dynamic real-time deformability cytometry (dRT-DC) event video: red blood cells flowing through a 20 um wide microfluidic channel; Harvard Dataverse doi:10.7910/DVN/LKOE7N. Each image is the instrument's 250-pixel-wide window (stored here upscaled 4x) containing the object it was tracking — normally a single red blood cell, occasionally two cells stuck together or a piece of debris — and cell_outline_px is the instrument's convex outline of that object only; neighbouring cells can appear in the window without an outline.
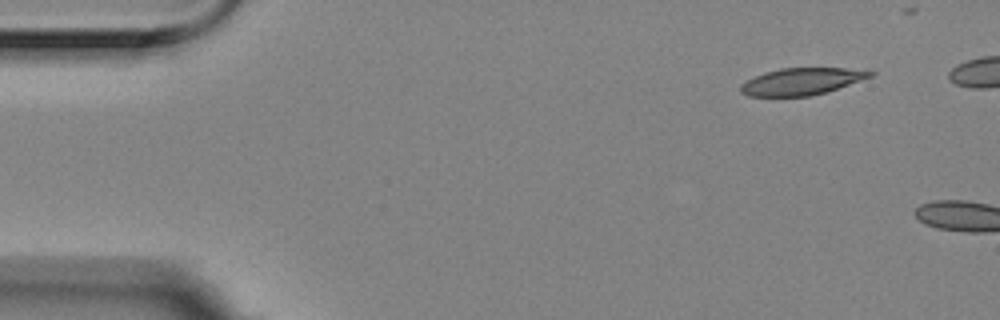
{"species": "Egyptian fruit bat (a non-hibernating species)", "species_latin": "Rousettus aegyptiacus", "temperature_condition": "room temperature", "stored_images_in_passage": 2, "camera_frame_rate_fps": 3000, "um_per_image_px": 0.085, "animal": {"sex": "female"}, "frame": {"image": 1, "passage_image": 1, "time_ms": 0.0, "image_size_px": [1000, 320], "cell_outline_px": [[876, 72], [872, 76], [828, 92], [808, 96], [748, 96], [740, 92], [740, 84], [764, 72], [780, 68], [844, 68]], "centroid_in_image_um": [68.12, 6.92], "position_along_channel_um": 16.9, "area_um2": 20.23}}